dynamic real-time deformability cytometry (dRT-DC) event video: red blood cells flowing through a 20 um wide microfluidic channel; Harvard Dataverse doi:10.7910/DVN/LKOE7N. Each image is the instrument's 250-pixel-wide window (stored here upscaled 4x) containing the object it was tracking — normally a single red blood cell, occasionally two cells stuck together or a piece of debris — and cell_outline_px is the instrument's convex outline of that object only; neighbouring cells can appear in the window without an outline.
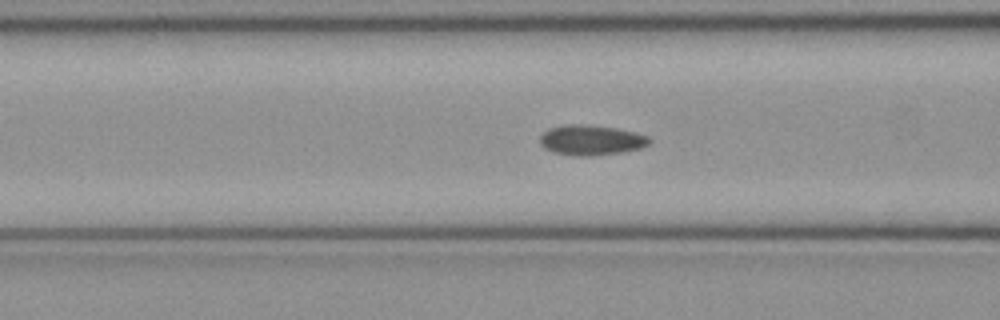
{"species": "common noctule bat (a hibernating species)", "species_latin": "Nyctalus noctula", "temperature_condition": "cold", "stored_images_in_passage": 51, "camera_frame_rate_fps": 3000, "um_per_image_px": 0.085, "animal": {"sex": "female", "body_mass_g": 21.9}, "frame": {"image": 1, "passage_image": 20, "time_ms": 6.333, "image_size_px": [1000, 320], "cell_outline_px": [[652, 140], [648, 144], [640, 148], [624, 152], [588, 156], [576, 156], [552, 152], [544, 148], [540, 144], [540, 136], [548, 128], [564, 124], [588, 124], [616, 128], [636, 132], [648, 136]], "centroid_in_image_um": [50.23, 11.9], "position_along_channel_um": 116.4, "area_um2": 19.48}}
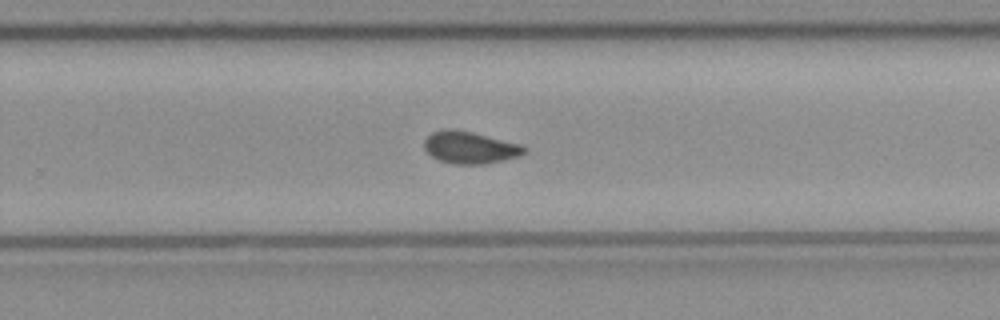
{"frame": {"image": 2, "passage_image": 33, "time_ms": 10.667, "image_size_px": [1000, 320], "cell_outline_px": [[528, 152], [520, 156], [504, 160], [484, 164], [452, 164], [440, 160], [432, 156], [424, 148], [424, 140], [432, 132], [444, 128], [452, 128], [472, 132], [520, 144], [528, 148]], "centroid_in_image_um": [39.96, 12.53], "position_along_channel_um": 289.8, "area_um2": 18.84}}
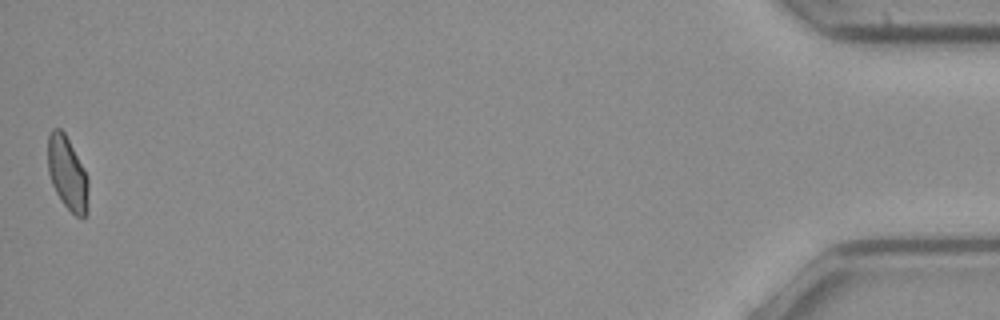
{"frame": {"image": 3, "passage_image": 51, "time_ms": 16.667, "image_size_px": [1000, 320], "cell_outline_px": [[88, 212], [84, 220], [76, 216], [64, 204], [56, 192], [52, 184], [48, 172], [48, 136], [52, 128], [60, 128], [64, 132], [88, 176]], "centroid_in_image_um": [5.74, 14.77], "position_along_channel_um": 429.5, "area_um2": 17.4}, "authors_computed_cell_mechanics": {"area_um2": 18.496, "velocity_mm_per_s": 4.0035, "shape_relaxation_time_tau1_ms": null, "shape_relaxation_time_tau2_ms": 3.7339, "deformation_change_tau1": null, "deformation_change_tau2": 0.0611}}